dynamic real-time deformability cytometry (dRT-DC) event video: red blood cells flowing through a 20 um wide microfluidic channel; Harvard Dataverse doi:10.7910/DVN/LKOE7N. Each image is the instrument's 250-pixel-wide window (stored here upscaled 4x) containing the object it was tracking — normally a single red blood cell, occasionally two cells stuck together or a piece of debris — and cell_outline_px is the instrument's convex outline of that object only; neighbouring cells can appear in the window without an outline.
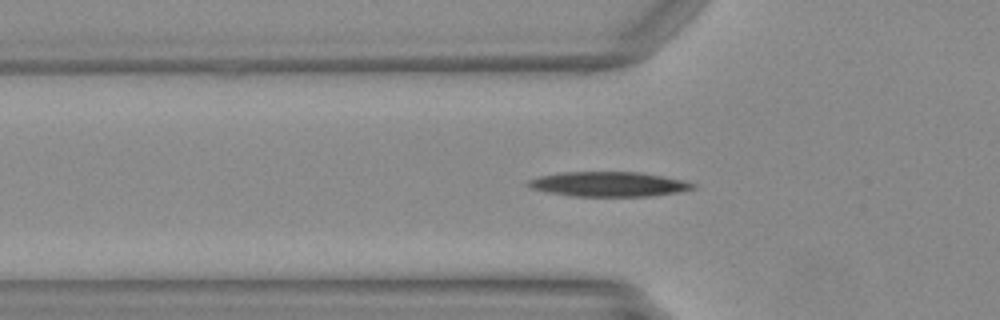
{"species": "Egyptian fruit bat (a non-hibernating species)", "species_latin": "Rousettus aegyptiacus", "temperature_condition": "warm", "stored_images_in_passage": 43, "camera_frame_rate_fps": 3000, "um_per_image_px": 0.085, "animal": {"sex": "female"}, "frame": {"image": 1, "passage_image": 16, "time_ms": 5.0, "image_size_px": [1000, 320], "cell_outline_px": [[696, 188], [676, 192], [652, 196], [576, 196], [548, 192], [532, 188], [524, 184], [524, 180], [540, 176], [560, 172], [640, 172], [680, 180], [696, 184]], "centroid_in_image_um": [51.66, 15.65], "position_along_channel_um": 74.1, "area_um2": 23.64}}
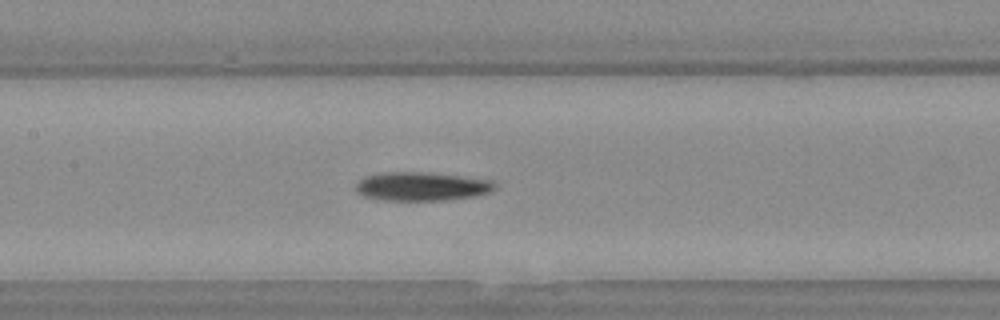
{"frame": {"image": 2, "passage_image": 23, "time_ms": 7.333, "image_size_px": [1000, 320], "cell_outline_px": [[496, 188], [492, 192], [472, 196], [444, 200], [384, 200], [360, 196], [356, 192], [356, 184], [364, 176], [380, 172], [420, 172], [460, 176], [496, 180]], "centroid_in_image_um": [35.83, 15.84], "position_along_channel_um": 171.6, "area_um2": 23.41}}
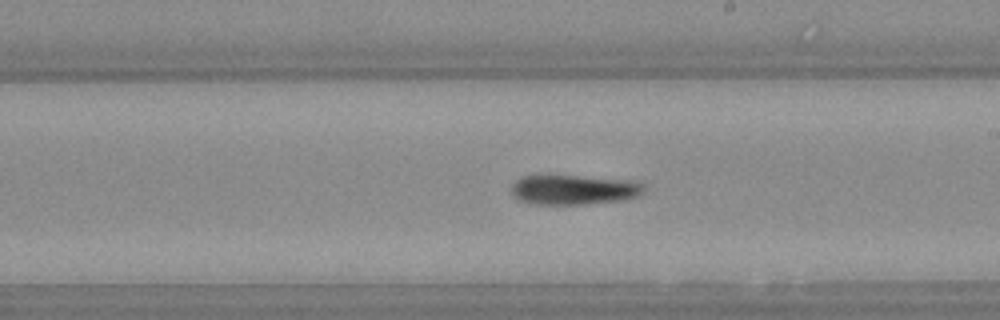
{"frame": {"image": 3, "passage_image": 28, "time_ms": 9.0, "image_size_px": [1000, 320], "cell_outline_px": [[644, 192], [640, 196], [624, 200], [576, 204], [536, 204], [520, 200], [512, 192], [512, 184], [520, 176], [536, 172], [540, 172], [644, 180]], "centroid_in_image_um": [48.82, 16.04], "position_along_channel_um": 240.2, "area_um2": 24.45}}